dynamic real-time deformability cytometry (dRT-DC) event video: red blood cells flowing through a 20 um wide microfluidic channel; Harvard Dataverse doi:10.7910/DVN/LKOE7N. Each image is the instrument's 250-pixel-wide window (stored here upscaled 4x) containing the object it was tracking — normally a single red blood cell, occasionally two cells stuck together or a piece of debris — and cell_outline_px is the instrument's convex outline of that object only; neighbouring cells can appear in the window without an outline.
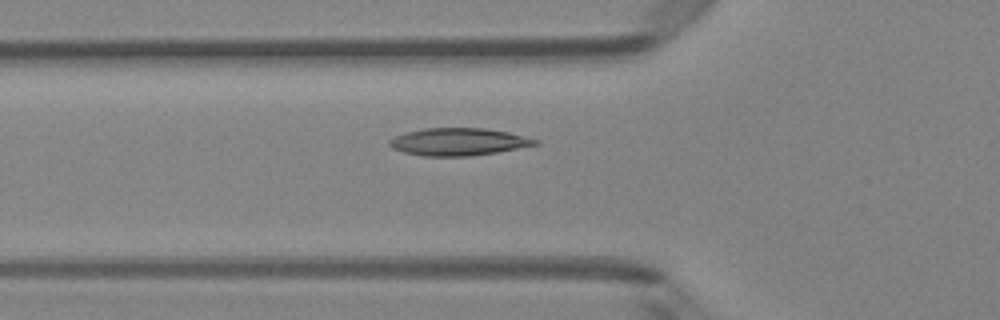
{"species": "Egyptian fruit bat (a non-hibernating species)", "species_latin": "Rousettus aegyptiacus", "temperature_condition": "room temperature", "stored_images_in_passage": 6, "camera_frame_rate_fps": 3000, "um_per_image_px": 0.085, "animal": {"sex": "female"}, "frame": {"image": 1, "passage_image": 6, "time_ms": 1.667, "image_size_px": [1000, 320], "cell_outline_px": [[540, 144], [496, 152], [472, 156], [424, 156], [404, 152], [392, 148], [388, 144], [388, 140], [396, 136], [408, 132], [424, 128], [484, 128], [508, 132], [540, 140]], "centroid_in_image_um": [38.98, 12.05], "position_along_channel_um": 86.8, "area_um2": 23.24}}